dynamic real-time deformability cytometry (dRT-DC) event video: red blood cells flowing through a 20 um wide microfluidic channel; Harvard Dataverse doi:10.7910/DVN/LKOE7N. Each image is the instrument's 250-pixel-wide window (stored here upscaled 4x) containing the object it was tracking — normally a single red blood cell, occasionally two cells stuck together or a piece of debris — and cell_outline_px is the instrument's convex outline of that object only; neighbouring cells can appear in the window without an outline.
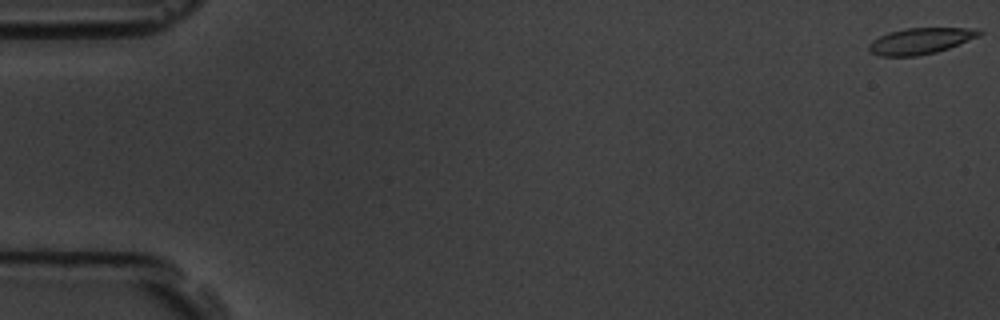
{"species": "common noctule bat (a hibernating species)", "species_latin": "Nyctalus noctula", "temperature_condition": "room temperature", "stored_images_in_passage": 13, "camera_frame_rate_fps": 3000, "um_per_image_px": 0.085, "animal": {"sex": "male", "body_mass_g": 19.5, "forearm_length_mm": 54.6}, "frame": {"image": 1, "passage_image": 1, "time_ms": 0.0, "image_size_px": [1000, 320], "cell_outline_px": [[984, 32], [980, 36], [948, 48], [936, 52], [916, 56], [880, 56], [872, 52], [868, 48], [868, 44], [872, 40], [888, 32], [904, 28], [980, 28]], "centroid_in_image_um": [78.26, 3.47], "position_along_channel_um": 6.7, "area_um2": 16.88}}